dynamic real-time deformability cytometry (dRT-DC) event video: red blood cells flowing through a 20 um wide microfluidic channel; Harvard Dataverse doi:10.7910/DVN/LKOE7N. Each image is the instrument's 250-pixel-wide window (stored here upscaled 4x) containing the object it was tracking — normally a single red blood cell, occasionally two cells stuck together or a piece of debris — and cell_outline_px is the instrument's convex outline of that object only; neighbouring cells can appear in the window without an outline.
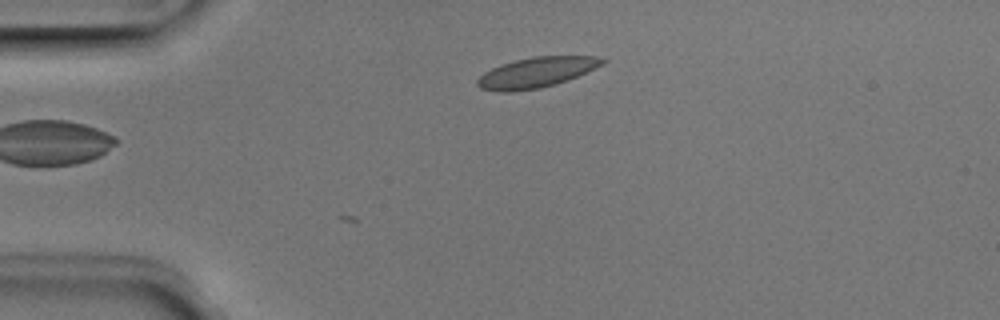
{"species": "Egyptian fruit bat (a non-hibernating species)", "species_latin": "Rousettus aegyptiacus", "temperature_condition": "room temperature", "stored_images_in_passage": 6, "camera_frame_rate_fps": 3000, "um_per_image_px": 0.085, "animal": {"sex": "male"}, "frame": {"image": 1, "passage_image": 6, "time_ms": 1.667, "image_size_px": [1000, 320], "cell_outline_px": [[608, 60], [576, 76], [556, 84], [540, 88], [512, 92], [500, 92], [480, 88], [476, 84], [476, 80], [484, 72], [500, 64], [532, 56], [596, 56]], "centroid_in_image_um": [45.51, 6.16], "position_along_channel_um": 39.5, "area_um2": 21.85}}